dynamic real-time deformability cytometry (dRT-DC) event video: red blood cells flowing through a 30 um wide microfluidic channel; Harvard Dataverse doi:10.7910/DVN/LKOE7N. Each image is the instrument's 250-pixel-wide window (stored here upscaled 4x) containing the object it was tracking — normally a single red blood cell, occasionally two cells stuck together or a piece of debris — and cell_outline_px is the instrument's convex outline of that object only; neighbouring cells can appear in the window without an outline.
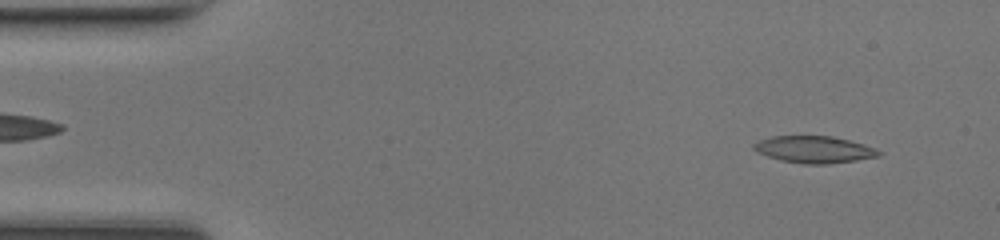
{"species": "common noctule bat (a hibernating species)", "species_latin": "Nyctalus noctula", "temperature_condition": "room temperature", "stored_images_in_passage": 46, "camera_frame_rate_fps": 3000, "um_per_image_px": 0.085, "animal": {"sex": "female", "body_mass_g": 17.0, "forearm_length_mm": 48.0}, "frame": {"image": 1, "passage_image": 3, "time_ms": 0.667, "image_size_px": [1000, 240], "cell_outline_px": [[884, 152], [880, 156], [856, 160], [828, 164], [804, 164], [780, 160], [756, 152], [752, 148], [752, 144], [760, 140], [772, 136], [832, 136], [864, 144], [876, 148]], "centroid_in_image_um": [69.22, 12.71], "position_along_channel_um": 15.8, "area_um2": 19.71}}
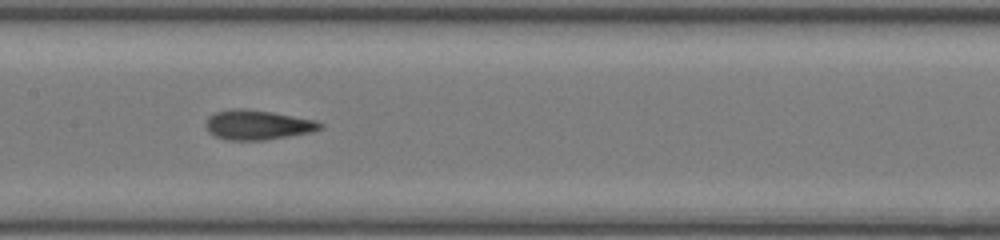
{"frame": {"image": 2, "passage_image": 22, "time_ms": 7.0, "image_size_px": [1000, 240], "cell_outline_px": [[324, 128], [312, 132], [264, 140], [228, 140], [216, 136], [208, 132], [204, 124], [208, 116], [216, 112], [232, 108], [244, 108], [272, 112], [316, 120], [324, 124]], "centroid_in_image_um": [21.9, 10.61], "position_along_channel_um": 185.5, "area_um2": 19.94}}
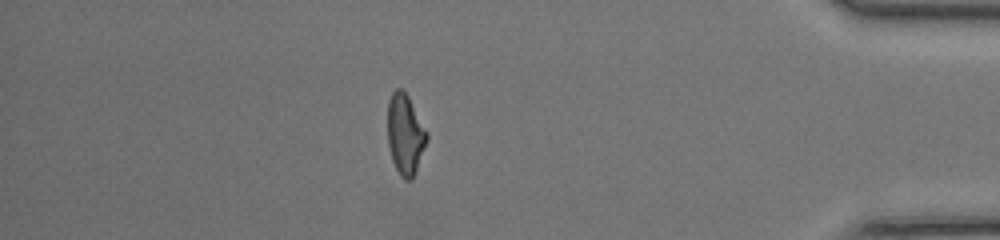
{"frame": {"image": 3, "passage_image": 40, "time_ms": 13.0, "image_size_px": [1000, 240], "cell_outline_px": [[428, 140], [416, 172], [412, 180], [404, 180], [400, 176], [392, 160], [388, 144], [388, 100], [392, 92], [396, 88], [400, 88], [408, 96], [428, 132]], "centroid_in_image_um": [34.45, 11.44], "position_along_channel_um": 400.7, "area_um2": 18.55}, "authors_computed_cell_mechanics": {"area_um2": 19.2763, "velocity_mm_per_s": 4.3344, "shape_relaxation_time_tau1_ms": 8.5855, "shape_relaxation_time_tau2_ms": 1.3301, "deformation_change_tau1": 0.2682, "deformation_change_tau2": 0.0925}}